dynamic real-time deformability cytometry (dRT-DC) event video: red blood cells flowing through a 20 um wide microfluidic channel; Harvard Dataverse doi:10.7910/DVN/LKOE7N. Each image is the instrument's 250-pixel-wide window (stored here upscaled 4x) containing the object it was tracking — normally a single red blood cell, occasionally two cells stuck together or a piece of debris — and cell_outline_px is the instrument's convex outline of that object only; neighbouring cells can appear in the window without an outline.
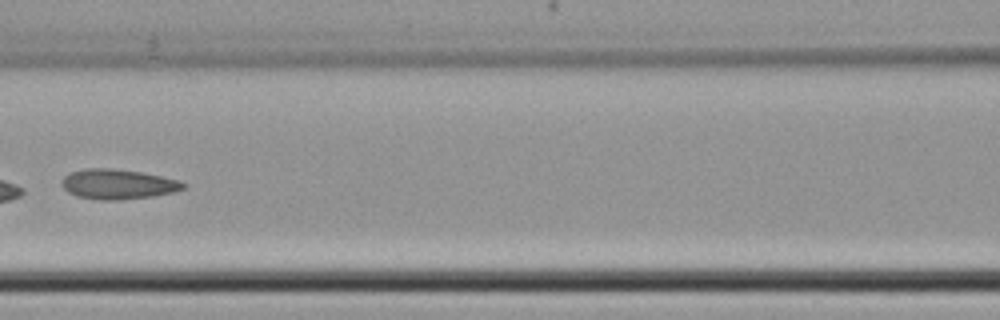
{"species": "common noctule bat (a hibernating species)", "species_latin": "Nyctalus noctula", "temperature_condition": "cold", "stored_images_in_passage": 8, "camera_frame_rate_fps": 3000, "um_per_image_px": 0.085, "animal": {"sex": "female", "body_mass_g": 22.7, "forearm_length_mm": 54.2}, "frame": {"image": 1, "passage_image": 7, "time_ms": 7.333, "image_size_px": [1000, 320], "cell_outline_px": [[188, 184], [184, 188], [172, 192], [152, 196], [116, 200], [100, 200], [76, 196], [68, 192], [60, 184], [60, 180], [68, 172], [84, 168], [112, 168], [140, 172], [180, 180]], "centroid_in_image_um": [9.97, 15.64], "position_along_channel_um": 156.6, "area_um2": 21.33}}
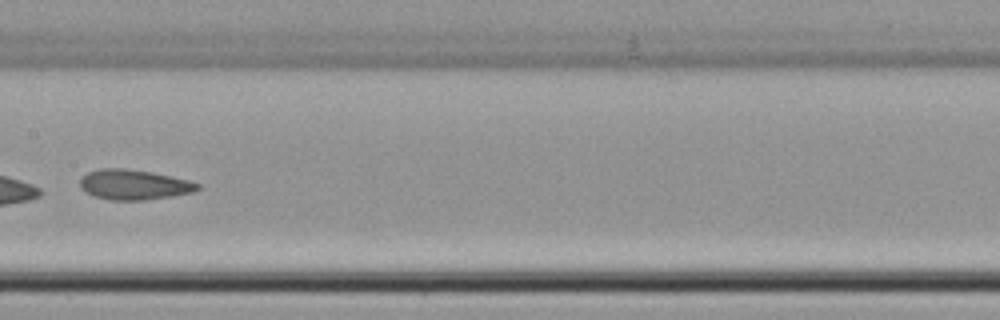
{"frame": {"image": 2, "passage_image": 8, "time_ms": 8.333, "image_size_px": [1000, 320], "cell_outline_px": [[200, 188], [192, 192], [172, 196], [144, 200], [112, 200], [92, 196], [84, 192], [80, 188], [80, 176], [88, 172], [100, 168], [124, 168], [152, 172], [172, 176], [188, 180], [200, 184]], "centroid_in_image_um": [11.34, 15.69], "position_along_channel_um": 196.1, "area_um2": 20.81}}